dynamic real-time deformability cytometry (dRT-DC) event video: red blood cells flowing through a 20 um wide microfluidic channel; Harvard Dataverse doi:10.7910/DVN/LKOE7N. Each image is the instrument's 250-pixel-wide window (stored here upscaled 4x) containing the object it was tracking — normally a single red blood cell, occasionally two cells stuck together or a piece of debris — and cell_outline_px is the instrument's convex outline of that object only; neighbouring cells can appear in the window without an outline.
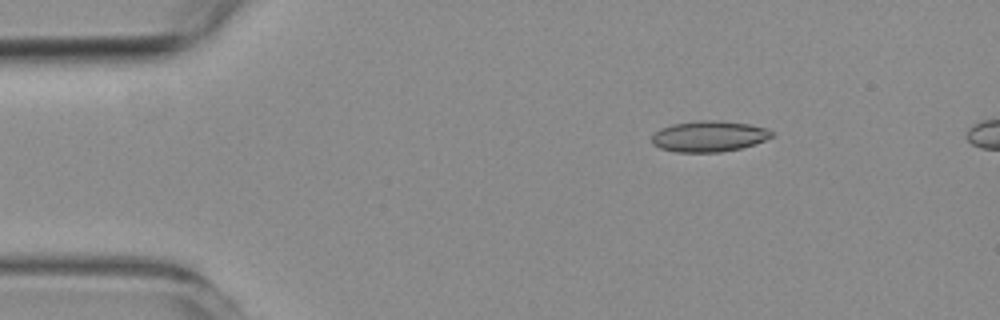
{"species": "common noctule bat (a hibernating species)", "species_latin": "Nyctalus noctula", "temperature_condition": "room temperature", "stored_images_in_passage": 19, "camera_frame_rate_fps": 3000, "um_per_image_px": 0.085, "animal": {"sex": "female", "body_mass_g": 19.3, "forearm_length_mm": 54.1}, "frame": {"image": 1, "passage_image": 1, "time_ms": 0.0, "image_size_px": [1000, 320], "cell_outline_px": [[772, 136], [764, 140], [740, 148], [720, 152], [676, 152], [660, 148], [652, 144], [652, 136], [660, 128], [672, 124], [700, 120], [720, 120], [748, 124], [764, 128], [772, 132]], "centroid_in_image_um": [60.21, 11.58], "position_along_channel_um": 24.8, "area_um2": 21.39}}
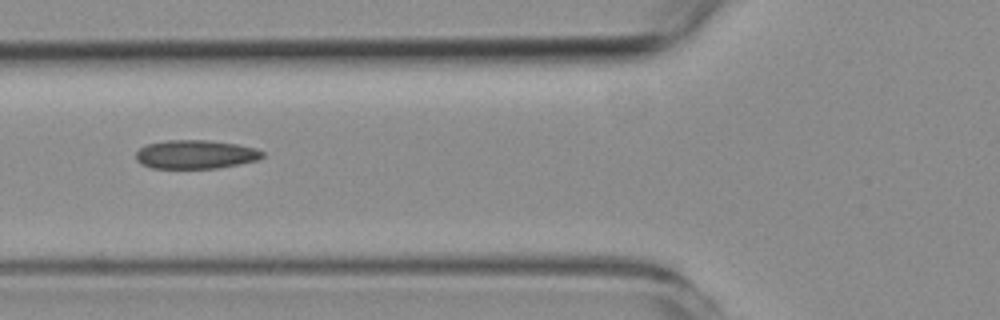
{"frame": {"image": 2, "passage_image": 13, "time_ms": 4.0, "image_size_px": [1000, 320], "cell_outline_px": [[264, 156], [256, 160], [220, 168], [152, 168], [140, 164], [136, 160], [136, 152], [140, 148], [148, 144], [168, 140], [208, 140], [236, 144], [256, 148], [264, 152]], "centroid_in_image_um": [16.61, 13.12], "position_along_channel_um": 109.2, "area_um2": 21.15}}
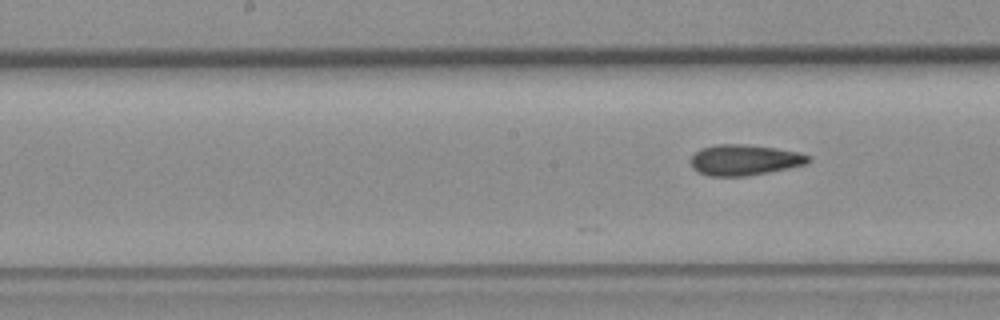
{"frame": {"image": 3, "passage_image": 19, "time_ms": 6.0, "image_size_px": [1000, 320], "cell_outline_px": [[812, 160], [804, 164], [788, 168], [748, 176], [708, 176], [696, 172], [692, 168], [692, 156], [700, 148], [716, 144], [744, 144], [776, 148], [796, 152], [812, 156]], "centroid_in_image_um": [63.26, 13.6], "position_along_channel_um": 184.9, "area_um2": 21.1}}